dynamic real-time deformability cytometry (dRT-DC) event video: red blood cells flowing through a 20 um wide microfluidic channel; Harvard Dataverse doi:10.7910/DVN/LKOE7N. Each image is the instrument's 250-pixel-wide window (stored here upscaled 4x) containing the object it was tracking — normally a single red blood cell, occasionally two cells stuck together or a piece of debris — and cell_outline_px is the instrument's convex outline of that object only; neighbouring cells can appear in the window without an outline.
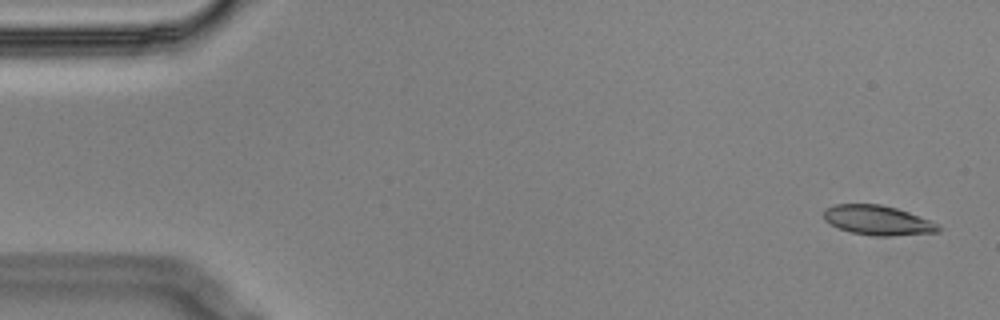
{"species": "Egyptian fruit bat (a non-hibernating species)", "species_latin": "Rousettus aegyptiacus", "temperature_condition": "cold", "stored_images_in_passage": 5, "camera_frame_rate_fps": 3000, "um_per_image_px": 0.085, "animal": {"sex": "male"}, "frame": {"image": 1, "passage_image": 1, "time_ms": 0.0, "image_size_px": [1000, 320], "cell_outline_px": [[944, 228], [940, 232], [892, 236], [876, 236], [852, 232], [840, 228], [824, 220], [824, 208], [836, 204], [880, 204], [896, 208], [932, 220], [940, 224]], "centroid_in_image_um": [74.69, 18.72], "position_along_channel_um": 10.3, "area_um2": 19.94}}
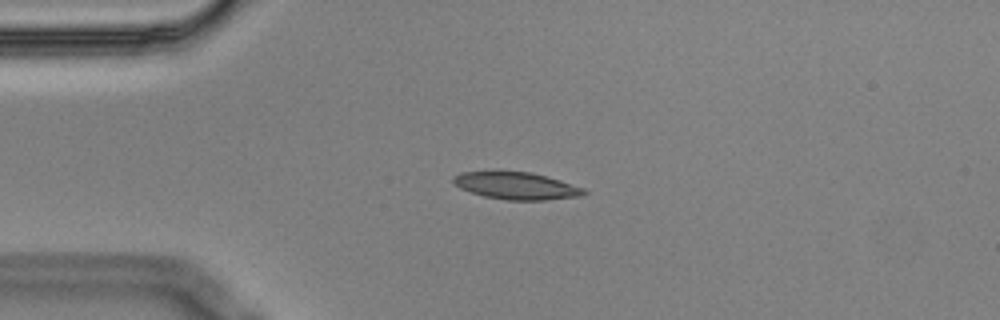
{"frame": {"image": 2, "passage_image": 4, "time_ms": 1.0, "image_size_px": [1000, 320], "cell_outline_px": [[588, 192], [584, 196], [544, 200], [504, 200], [484, 196], [460, 188], [452, 180], [452, 176], [460, 172], [532, 172], [560, 180], [584, 188]], "centroid_in_image_um": [43.93, 15.8], "position_along_channel_um": 41.1, "area_um2": 20.63}}